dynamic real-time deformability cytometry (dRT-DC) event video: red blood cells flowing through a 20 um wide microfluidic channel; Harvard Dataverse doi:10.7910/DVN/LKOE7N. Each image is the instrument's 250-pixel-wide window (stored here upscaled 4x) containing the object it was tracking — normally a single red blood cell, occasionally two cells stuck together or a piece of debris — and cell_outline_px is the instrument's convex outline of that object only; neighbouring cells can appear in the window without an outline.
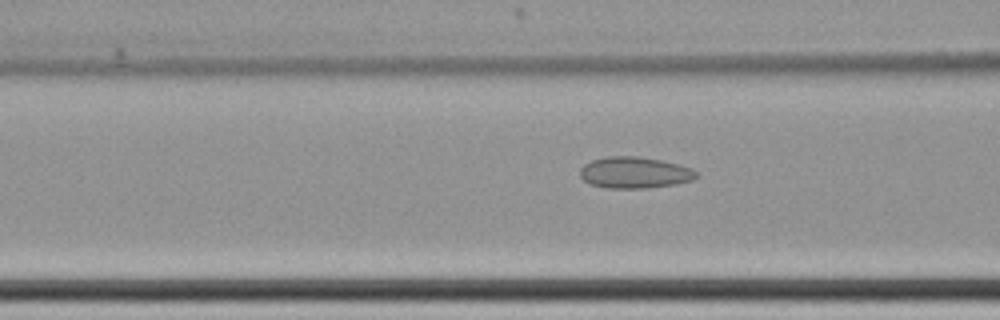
{"species": "common noctule bat (a hibernating species)", "species_latin": "Nyctalus noctula", "temperature_condition": "cold", "stored_images_in_passage": 62, "camera_frame_rate_fps": 3000, "um_per_image_px": 0.085, "animal": {"sex": "female", "body_mass_g": 22.7, "forearm_length_mm": 54.2}, "frame": {"image": 1, "passage_image": 27, "time_ms": 8.667, "image_size_px": [1000, 320], "cell_outline_px": [[700, 176], [692, 180], [676, 184], [648, 188], [604, 188], [592, 184], [584, 180], [580, 176], [580, 168], [584, 164], [592, 160], [604, 156], [640, 156], [680, 164], [692, 168]], "centroid_in_image_um": [53.96, 14.66], "position_along_channel_um": 112.6, "area_um2": 21.5}}
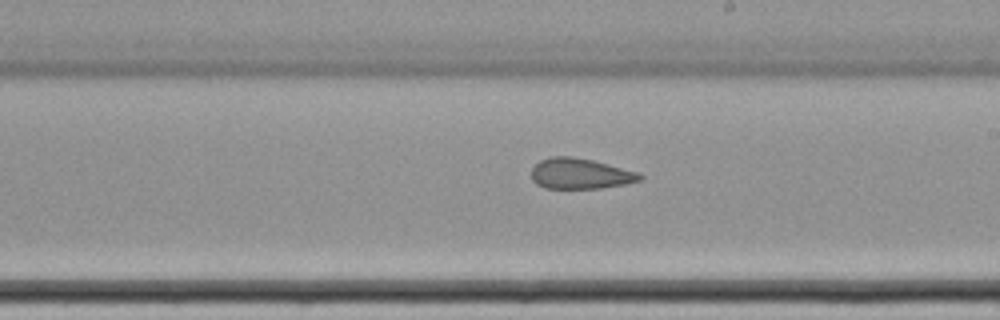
{"frame": {"image": 2, "passage_image": 38, "time_ms": 12.333, "image_size_px": [1000, 320], "cell_outline_px": [[644, 180], [624, 184], [600, 188], [544, 188], [536, 184], [532, 180], [532, 168], [540, 160], [552, 156], [572, 156], [592, 160], [640, 172], [644, 176]], "centroid_in_image_um": [49.35, 14.76], "position_along_channel_um": 239.7, "area_um2": 19.48}}
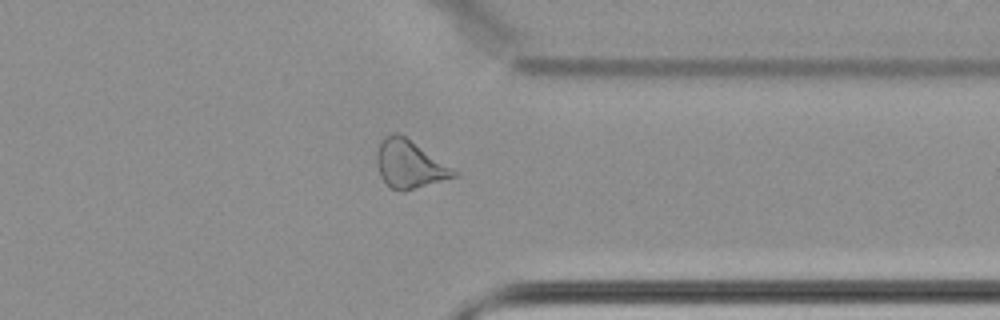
{"frame": {"image": 3, "passage_image": 50, "time_ms": 16.333, "image_size_px": [1000, 320], "cell_outline_px": [[460, 172], [456, 176], [404, 192], [392, 188], [380, 176], [376, 164], [376, 152], [380, 140], [384, 136], [396, 132], [400, 132]], "centroid_in_image_um": [34.8, 13.93], "position_along_channel_um": 376.6, "area_um2": 21.79}, "authors_computed_cell_mechanics": {"area_um2": 22.7154, "velocity_mm_per_s": 3.4626, "shape_relaxation_time_tau1_ms": null, "shape_relaxation_time_tau2_ms": 4.0999, "deformation_change_tau1": null, "deformation_change_tau2": 0.1207}}